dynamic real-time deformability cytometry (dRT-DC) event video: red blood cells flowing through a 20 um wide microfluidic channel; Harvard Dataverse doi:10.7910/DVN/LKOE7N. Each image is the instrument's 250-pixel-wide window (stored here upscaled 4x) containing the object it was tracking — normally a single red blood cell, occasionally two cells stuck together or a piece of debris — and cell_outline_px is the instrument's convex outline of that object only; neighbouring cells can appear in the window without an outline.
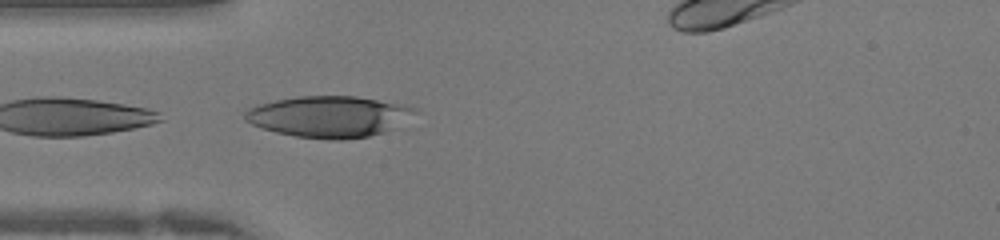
{"species": "human", "species_latin": "Homo sapiens", "temperature_condition": "warm", "stored_images_in_passage": 19, "camera_frame_rate_fps": 3000, "um_per_image_px": 0.085, "donor": {"sex": "female"}, "frame": {"image": 1, "passage_image": 11, "time_ms": 3.333, "image_size_px": [1000, 240], "cell_outline_px": [[420, 108], [416, 112], [392, 128], [384, 132], [368, 136], [344, 140], [332, 140], [296, 136], [276, 132], [252, 124], [244, 120], [244, 112], [248, 108], [260, 104], [276, 100], [300, 96], [356, 96], [404, 104]], "centroid_in_image_um": [27.96, 9.9], "position_along_channel_um": 57.0, "area_um2": 40.63}}
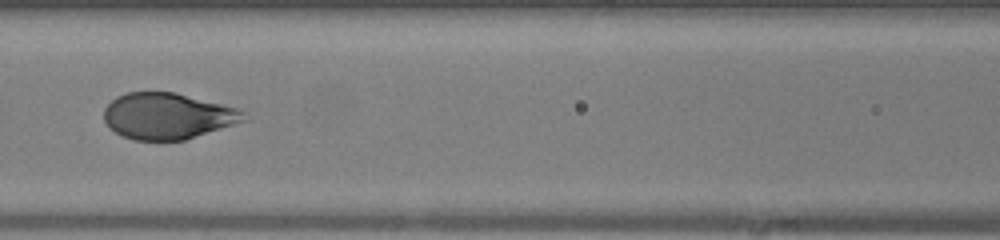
{"frame": {"image": 2, "passage_image": 17, "time_ms": 5.333, "image_size_px": [1000, 240], "cell_outline_px": [[248, 120], [184, 140], [136, 140], [124, 136], [108, 128], [104, 120], [104, 108], [116, 96], [128, 92], [176, 92], [236, 108], [244, 112]], "centroid_in_image_um": [14.23, 9.86], "position_along_channel_um": 152.4, "area_um2": 37.51}}